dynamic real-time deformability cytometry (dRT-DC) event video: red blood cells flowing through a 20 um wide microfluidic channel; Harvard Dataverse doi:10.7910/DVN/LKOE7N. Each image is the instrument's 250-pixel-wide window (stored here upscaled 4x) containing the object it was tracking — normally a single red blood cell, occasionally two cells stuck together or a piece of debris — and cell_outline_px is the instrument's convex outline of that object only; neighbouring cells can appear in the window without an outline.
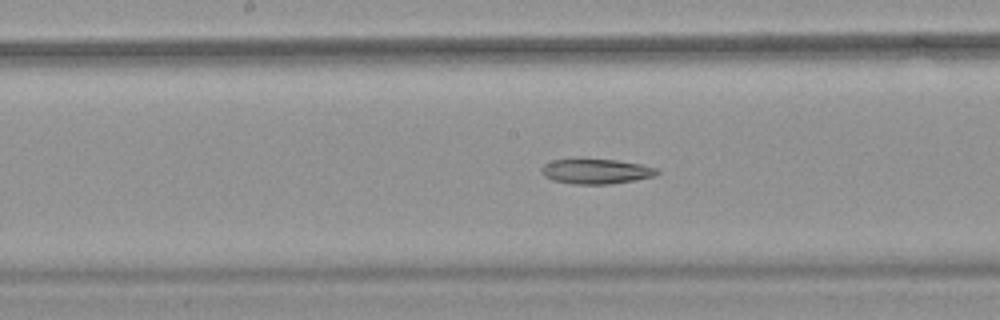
{"species": "common noctule bat (a hibernating species)", "species_latin": "Nyctalus noctula", "temperature_condition": "warm", "stored_images_in_passage": 27, "camera_frame_rate_fps": 3000, "um_per_image_px": 0.085, "animal": {"sex": "female", "body_mass_g": 18.4}, "frame": {"image": 1, "passage_image": 12, "time_ms": 3.667, "image_size_px": [1000, 320], "cell_outline_px": [[660, 172], [652, 176], [636, 180], [612, 184], [572, 184], [552, 180], [544, 176], [540, 172], [540, 168], [544, 164], [552, 160], [616, 160], [640, 164], [656, 168]], "centroid_in_image_um": [50.63, 14.58], "position_along_channel_um": 197.6, "area_um2": 16.65}}